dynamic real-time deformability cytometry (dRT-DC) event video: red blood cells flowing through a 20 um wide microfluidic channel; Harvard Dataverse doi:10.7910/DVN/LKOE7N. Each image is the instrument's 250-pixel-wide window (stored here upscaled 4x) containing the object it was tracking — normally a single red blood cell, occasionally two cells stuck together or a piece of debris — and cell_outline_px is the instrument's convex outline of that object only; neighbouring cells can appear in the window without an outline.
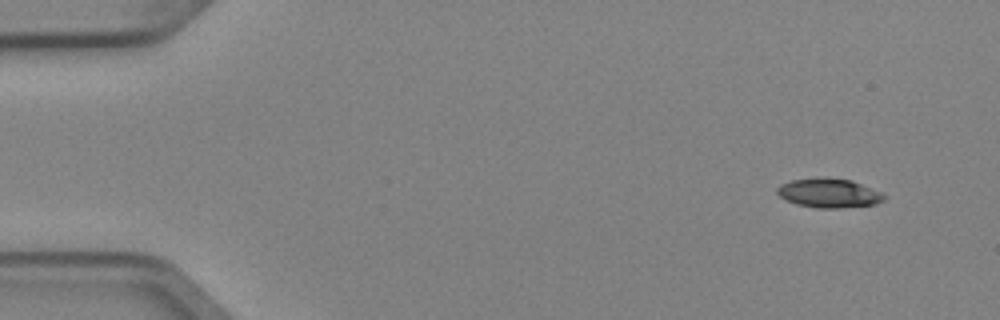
{"species": "Egyptian fruit bat (a non-hibernating species)", "species_latin": "Rousettus aegyptiacus", "temperature_condition": "cold", "stored_images_in_passage": 4, "camera_frame_rate_fps": 3000, "um_per_image_px": 0.085, "animal": {"sex": "female"}, "frame": {"image": 1, "passage_image": 1, "time_ms": 0.0, "image_size_px": [1000, 320], "cell_outline_px": [[884, 200], [876, 204], [840, 208], [816, 208], [796, 204], [780, 196], [776, 192], [776, 188], [780, 184], [792, 180], [816, 176], [824, 176], [852, 180], [880, 192], [884, 196]], "centroid_in_image_um": [70.42, 16.39], "position_along_channel_um": 14.6, "area_um2": 18.38}}
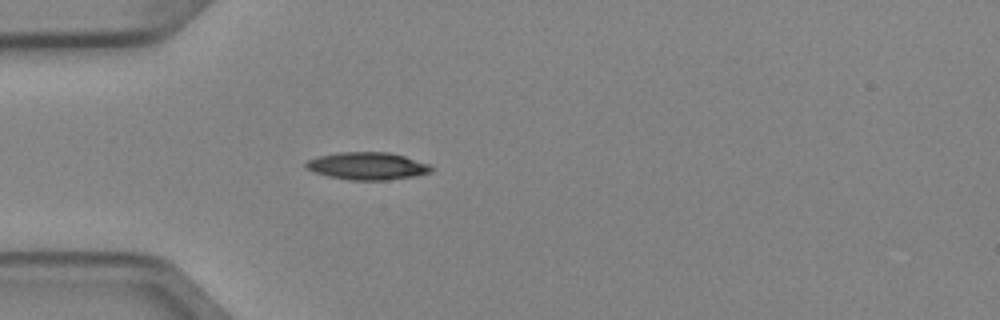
{"frame": {"image": 2, "passage_image": 4, "time_ms": 1.0, "image_size_px": [1000, 320], "cell_outline_px": [[432, 172], [416, 176], [384, 180], [348, 180], [328, 176], [312, 172], [304, 168], [304, 164], [308, 160], [316, 156], [340, 152], [388, 152], [404, 156], [428, 164], [432, 168]], "centroid_in_image_um": [31.17, 14.11], "position_along_channel_um": 53.8, "area_um2": 20.17}}